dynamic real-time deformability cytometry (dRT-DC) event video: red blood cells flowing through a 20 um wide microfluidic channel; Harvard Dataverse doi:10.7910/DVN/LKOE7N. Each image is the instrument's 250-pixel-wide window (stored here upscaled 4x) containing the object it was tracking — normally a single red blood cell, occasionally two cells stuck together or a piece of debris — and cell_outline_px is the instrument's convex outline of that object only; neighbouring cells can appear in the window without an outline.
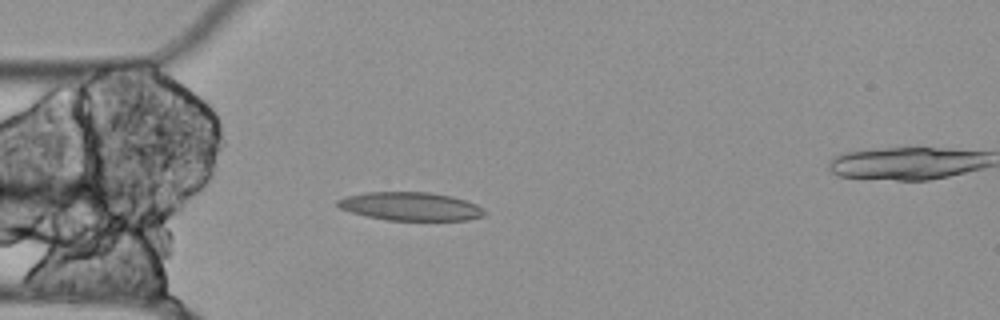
{"species": "Egyptian fruit bat (a non-hibernating species)", "species_latin": "Rousettus aegyptiacus", "temperature_condition": "cold", "stored_images_in_passage": 5, "camera_frame_rate_fps": 3000, "um_per_image_px": 0.085, "animal": {"sex": "female"}, "frame": {"image": 1, "passage_image": 1, "time_ms": 0.0, "image_size_px": [1000, 320], "cell_outline_px": [[484, 216], [468, 220], [388, 220], [368, 216], [352, 212], [340, 208], [336, 204], [336, 200], [348, 196], [364, 192], [428, 192], [452, 196], [476, 204], [484, 212]], "centroid_in_image_um": [34.88, 17.54], "position_along_channel_um": 50.1, "area_um2": 24.04}}
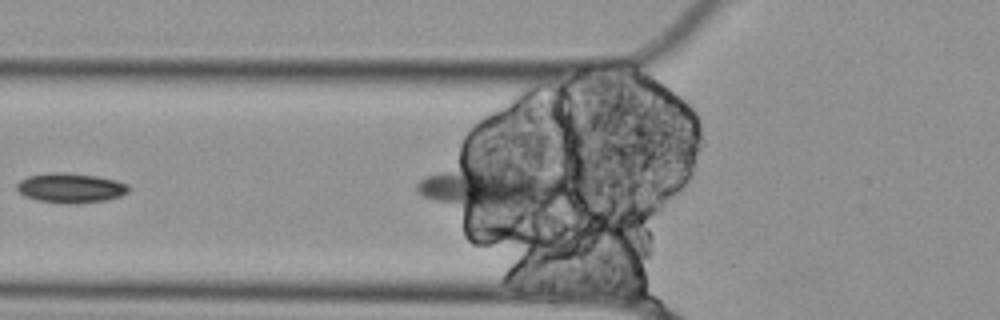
{"frame": {"image": 2, "passage_image": 4, "time_ms": 1.0, "image_size_px": [1000, 320], "cell_outline_px": [[132, 188], [128, 192], [120, 196], [104, 200], [40, 200], [24, 196], [16, 188], [16, 184], [20, 180], [28, 176], [52, 172], [68, 172], [96, 176], [116, 180], [128, 184]], "centroid_in_image_um": [6.02, 15.9], "position_along_channel_um": 119.8, "area_um2": 18.38}}